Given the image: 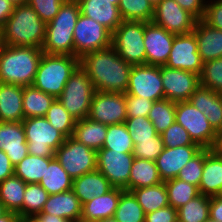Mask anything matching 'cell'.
<instances>
[{"label": "cell", "instance_id": "obj_1", "mask_svg": "<svg viewBox=\"0 0 222 222\" xmlns=\"http://www.w3.org/2000/svg\"><path fill=\"white\" fill-rule=\"evenodd\" d=\"M80 67L99 92L125 93L133 65L123 60L110 46L84 55Z\"/></svg>", "mask_w": 222, "mask_h": 222}, {"label": "cell", "instance_id": "obj_2", "mask_svg": "<svg viewBox=\"0 0 222 222\" xmlns=\"http://www.w3.org/2000/svg\"><path fill=\"white\" fill-rule=\"evenodd\" d=\"M46 23L28 4L15 5L12 14L1 28V44L42 48Z\"/></svg>", "mask_w": 222, "mask_h": 222}, {"label": "cell", "instance_id": "obj_3", "mask_svg": "<svg viewBox=\"0 0 222 222\" xmlns=\"http://www.w3.org/2000/svg\"><path fill=\"white\" fill-rule=\"evenodd\" d=\"M43 53L42 48L1 45L0 83L32 86Z\"/></svg>", "mask_w": 222, "mask_h": 222}, {"label": "cell", "instance_id": "obj_4", "mask_svg": "<svg viewBox=\"0 0 222 222\" xmlns=\"http://www.w3.org/2000/svg\"><path fill=\"white\" fill-rule=\"evenodd\" d=\"M80 15L76 0H66L56 16L46 24L42 51L49 55L74 56V28Z\"/></svg>", "mask_w": 222, "mask_h": 222}, {"label": "cell", "instance_id": "obj_5", "mask_svg": "<svg viewBox=\"0 0 222 222\" xmlns=\"http://www.w3.org/2000/svg\"><path fill=\"white\" fill-rule=\"evenodd\" d=\"M79 66L80 59L76 56L43 53L32 86L57 99Z\"/></svg>", "mask_w": 222, "mask_h": 222}, {"label": "cell", "instance_id": "obj_6", "mask_svg": "<svg viewBox=\"0 0 222 222\" xmlns=\"http://www.w3.org/2000/svg\"><path fill=\"white\" fill-rule=\"evenodd\" d=\"M28 152L39 157H55V151L65 142L66 136L53 127L45 117L22 120Z\"/></svg>", "mask_w": 222, "mask_h": 222}, {"label": "cell", "instance_id": "obj_7", "mask_svg": "<svg viewBox=\"0 0 222 222\" xmlns=\"http://www.w3.org/2000/svg\"><path fill=\"white\" fill-rule=\"evenodd\" d=\"M111 46L131 65H145L144 21L123 20L112 33Z\"/></svg>", "mask_w": 222, "mask_h": 222}, {"label": "cell", "instance_id": "obj_8", "mask_svg": "<svg viewBox=\"0 0 222 222\" xmlns=\"http://www.w3.org/2000/svg\"><path fill=\"white\" fill-rule=\"evenodd\" d=\"M96 90L86 72L79 66L57 100L76 119L88 118L91 100Z\"/></svg>", "mask_w": 222, "mask_h": 222}, {"label": "cell", "instance_id": "obj_9", "mask_svg": "<svg viewBox=\"0 0 222 222\" xmlns=\"http://www.w3.org/2000/svg\"><path fill=\"white\" fill-rule=\"evenodd\" d=\"M55 158L72 179L97 169V152L72 136L55 151Z\"/></svg>", "mask_w": 222, "mask_h": 222}, {"label": "cell", "instance_id": "obj_10", "mask_svg": "<svg viewBox=\"0 0 222 222\" xmlns=\"http://www.w3.org/2000/svg\"><path fill=\"white\" fill-rule=\"evenodd\" d=\"M74 56L84 55L111 46L112 33L102 24L80 13L73 33Z\"/></svg>", "mask_w": 222, "mask_h": 222}, {"label": "cell", "instance_id": "obj_11", "mask_svg": "<svg viewBox=\"0 0 222 222\" xmlns=\"http://www.w3.org/2000/svg\"><path fill=\"white\" fill-rule=\"evenodd\" d=\"M175 121L188 131L194 143L202 148L212 147L216 131L210 125L208 118L189 101L176 103Z\"/></svg>", "mask_w": 222, "mask_h": 222}, {"label": "cell", "instance_id": "obj_12", "mask_svg": "<svg viewBox=\"0 0 222 222\" xmlns=\"http://www.w3.org/2000/svg\"><path fill=\"white\" fill-rule=\"evenodd\" d=\"M125 94L154 102L165 99L160 66L133 65Z\"/></svg>", "mask_w": 222, "mask_h": 222}, {"label": "cell", "instance_id": "obj_13", "mask_svg": "<svg viewBox=\"0 0 222 222\" xmlns=\"http://www.w3.org/2000/svg\"><path fill=\"white\" fill-rule=\"evenodd\" d=\"M134 158L132 153L100 149L97 151V169L113 187L129 191V178Z\"/></svg>", "mask_w": 222, "mask_h": 222}, {"label": "cell", "instance_id": "obj_14", "mask_svg": "<svg viewBox=\"0 0 222 222\" xmlns=\"http://www.w3.org/2000/svg\"><path fill=\"white\" fill-rule=\"evenodd\" d=\"M88 118L107 126L125 123V93L96 91L91 100Z\"/></svg>", "mask_w": 222, "mask_h": 222}, {"label": "cell", "instance_id": "obj_15", "mask_svg": "<svg viewBox=\"0 0 222 222\" xmlns=\"http://www.w3.org/2000/svg\"><path fill=\"white\" fill-rule=\"evenodd\" d=\"M198 19L175 0H161L154 7L152 22L175 35L193 32Z\"/></svg>", "mask_w": 222, "mask_h": 222}, {"label": "cell", "instance_id": "obj_16", "mask_svg": "<svg viewBox=\"0 0 222 222\" xmlns=\"http://www.w3.org/2000/svg\"><path fill=\"white\" fill-rule=\"evenodd\" d=\"M165 66L172 69L190 71L200 75L203 62L198 53L196 37L193 32L175 35L170 55Z\"/></svg>", "mask_w": 222, "mask_h": 222}, {"label": "cell", "instance_id": "obj_17", "mask_svg": "<svg viewBox=\"0 0 222 222\" xmlns=\"http://www.w3.org/2000/svg\"><path fill=\"white\" fill-rule=\"evenodd\" d=\"M160 72L164 97L175 103L188 101L200 85L199 75L190 71L160 66Z\"/></svg>", "mask_w": 222, "mask_h": 222}, {"label": "cell", "instance_id": "obj_18", "mask_svg": "<svg viewBox=\"0 0 222 222\" xmlns=\"http://www.w3.org/2000/svg\"><path fill=\"white\" fill-rule=\"evenodd\" d=\"M175 34L168 32L154 22L144 21V45L146 64L165 66L172 47Z\"/></svg>", "mask_w": 222, "mask_h": 222}, {"label": "cell", "instance_id": "obj_19", "mask_svg": "<svg viewBox=\"0 0 222 222\" xmlns=\"http://www.w3.org/2000/svg\"><path fill=\"white\" fill-rule=\"evenodd\" d=\"M202 149L200 145H186L175 148L165 147L155 160L161 180L165 182L175 179L181 168Z\"/></svg>", "mask_w": 222, "mask_h": 222}, {"label": "cell", "instance_id": "obj_20", "mask_svg": "<svg viewBox=\"0 0 222 222\" xmlns=\"http://www.w3.org/2000/svg\"><path fill=\"white\" fill-rule=\"evenodd\" d=\"M0 150L6 153L14 166L29 154L22 121H0Z\"/></svg>", "mask_w": 222, "mask_h": 222}, {"label": "cell", "instance_id": "obj_21", "mask_svg": "<svg viewBox=\"0 0 222 222\" xmlns=\"http://www.w3.org/2000/svg\"><path fill=\"white\" fill-rule=\"evenodd\" d=\"M80 13L105 26L111 33L123 22L119 8L112 0H76Z\"/></svg>", "mask_w": 222, "mask_h": 222}, {"label": "cell", "instance_id": "obj_22", "mask_svg": "<svg viewBox=\"0 0 222 222\" xmlns=\"http://www.w3.org/2000/svg\"><path fill=\"white\" fill-rule=\"evenodd\" d=\"M188 101L208 118L215 131L222 129V94L199 85Z\"/></svg>", "mask_w": 222, "mask_h": 222}, {"label": "cell", "instance_id": "obj_23", "mask_svg": "<svg viewBox=\"0 0 222 222\" xmlns=\"http://www.w3.org/2000/svg\"><path fill=\"white\" fill-rule=\"evenodd\" d=\"M123 191L124 189L113 187L107 193L82 204L80 222H94L113 218L118 207L120 194Z\"/></svg>", "mask_w": 222, "mask_h": 222}, {"label": "cell", "instance_id": "obj_24", "mask_svg": "<svg viewBox=\"0 0 222 222\" xmlns=\"http://www.w3.org/2000/svg\"><path fill=\"white\" fill-rule=\"evenodd\" d=\"M193 33L203 63L222 58V30L210 27L201 19L196 22Z\"/></svg>", "mask_w": 222, "mask_h": 222}, {"label": "cell", "instance_id": "obj_25", "mask_svg": "<svg viewBox=\"0 0 222 222\" xmlns=\"http://www.w3.org/2000/svg\"><path fill=\"white\" fill-rule=\"evenodd\" d=\"M41 213L66 218L70 222H80L82 204L71 189L66 192L49 195Z\"/></svg>", "mask_w": 222, "mask_h": 222}, {"label": "cell", "instance_id": "obj_26", "mask_svg": "<svg viewBox=\"0 0 222 222\" xmlns=\"http://www.w3.org/2000/svg\"><path fill=\"white\" fill-rule=\"evenodd\" d=\"M112 188L108 179L98 169L73 179L72 184V190L81 204L107 193Z\"/></svg>", "mask_w": 222, "mask_h": 222}, {"label": "cell", "instance_id": "obj_27", "mask_svg": "<svg viewBox=\"0 0 222 222\" xmlns=\"http://www.w3.org/2000/svg\"><path fill=\"white\" fill-rule=\"evenodd\" d=\"M23 87L0 83V121L21 122L23 112Z\"/></svg>", "mask_w": 222, "mask_h": 222}, {"label": "cell", "instance_id": "obj_28", "mask_svg": "<svg viewBox=\"0 0 222 222\" xmlns=\"http://www.w3.org/2000/svg\"><path fill=\"white\" fill-rule=\"evenodd\" d=\"M200 194L217 196L222 188V156L204 148V167L199 184Z\"/></svg>", "mask_w": 222, "mask_h": 222}, {"label": "cell", "instance_id": "obj_29", "mask_svg": "<svg viewBox=\"0 0 222 222\" xmlns=\"http://www.w3.org/2000/svg\"><path fill=\"white\" fill-rule=\"evenodd\" d=\"M26 183L13 175L0 182V202L6 211L16 213L23 220V199Z\"/></svg>", "mask_w": 222, "mask_h": 222}, {"label": "cell", "instance_id": "obj_30", "mask_svg": "<svg viewBox=\"0 0 222 222\" xmlns=\"http://www.w3.org/2000/svg\"><path fill=\"white\" fill-rule=\"evenodd\" d=\"M107 134V125L89 118L76 120L72 137L96 152L102 149Z\"/></svg>", "mask_w": 222, "mask_h": 222}, {"label": "cell", "instance_id": "obj_31", "mask_svg": "<svg viewBox=\"0 0 222 222\" xmlns=\"http://www.w3.org/2000/svg\"><path fill=\"white\" fill-rule=\"evenodd\" d=\"M163 182L159 176L155 161L134 158L129 178V191L154 186Z\"/></svg>", "mask_w": 222, "mask_h": 222}, {"label": "cell", "instance_id": "obj_32", "mask_svg": "<svg viewBox=\"0 0 222 222\" xmlns=\"http://www.w3.org/2000/svg\"><path fill=\"white\" fill-rule=\"evenodd\" d=\"M56 98L33 86L23 87L24 119L31 117H45L48 109Z\"/></svg>", "mask_w": 222, "mask_h": 222}, {"label": "cell", "instance_id": "obj_33", "mask_svg": "<svg viewBox=\"0 0 222 222\" xmlns=\"http://www.w3.org/2000/svg\"><path fill=\"white\" fill-rule=\"evenodd\" d=\"M39 184L49 195L66 192L72 189L73 179L64 170L56 158H54L44 172Z\"/></svg>", "mask_w": 222, "mask_h": 222}, {"label": "cell", "instance_id": "obj_34", "mask_svg": "<svg viewBox=\"0 0 222 222\" xmlns=\"http://www.w3.org/2000/svg\"><path fill=\"white\" fill-rule=\"evenodd\" d=\"M137 198L145 214L169 206L165 182L131 191Z\"/></svg>", "mask_w": 222, "mask_h": 222}, {"label": "cell", "instance_id": "obj_35", "mask_svg": "<svg viewBox=\"0 0 222 222\" xmlns=\"http://www.w3.org/2000/svg\"><path fill=\"white\" fill-rule=\"evenodd\" d=\"M55 157H39L28 154L14 166V175L26 184L39 183L44 176L46 166Z\"/></svg>", "mask_w": 222, "mask_h": 222}, {"label": "cell", "instance_id": "obj_36", "mask_svg": "<svg viewBox=\"0 0 222 222\" xmlns=\"http://www.w3.org/2000/svg\"><path fill=\"white\" fill-rule=\"evenodd\" d=\"M210 196L200 194L177 209L178 222H205L209 218Z\"/></svg>", "mask_w": 222, "mask_h": 222}, {"label": "cell", "instance_id": "obj_37", "mask_svg": "<svg viewBox=\"0 0 222 222\" xmlns=\"http://www.w3.org/2000/svg\"><path fill=\"white\" fill-rule=\"evenodd\" d=\"M169 205L179 209L190 200L200 195L199 188L178 178L165 181Z\"/></svg>", "mask_w": 222, "mask_h": 222}, {"label": "cell", "instance_id": "obj_38", "mask_svg": "<svg viewBox=\"0 0 222 222\" xmlns=\"http://www.w3.org/2000/svg\"><path fill=\"white\" fill-rule=\"evenodd\" d=\"M114 218L118 222H145L143 208L132 192L124 190L120 194Z\"/></svg>", "mask_w": 222, "mask_h": 222}, {"label": "cell", "instance_id": "obj_39", "mask_svg": "<svg viewBox=\"0 0 222 222\" xmlns=\"http://www.w3.org/2000/svg\"><path fill=\"white\" fill-rule=\"evenodd\" d=\"M176 103L168 99L155 101L148 118L152 122L157 134H162L175 122Z\"/></svg>", "mask_w": 222, "mask_h": 222}, {"label": "cell", "instance_id": "obj_40", "mask_svg": "<svg viewBox=\"0 0 222 222\" xmlns=\"http://www.w3.org/2000/svg\"><path fill=\"white\" fill-rule=\"evenodd\" d=\"M134 143L125 123L107 126V134L102 149L122 153H133Z\"/></svg>", "mask_w": 222, "mask_h": 222}, {"label": "cell", "instance_id": "obj_41", "mask_svg": "<svg viewBox=\"0 0 222 222\" xmlns=\"http://www.w3.org/2000/svg\"><path fill=\"white\" fill-rule=\"evenodd\" d=\"M48 197L49 193L39 183L27 184L23 199V220L32 219L41 213Z\"/></svg>", "mask_w": 222, "mask_h": 222}, {"label": "cell", "instance_id": "obj_42", "mask_svg": "<svg viewBox=\"0 0 222 222\" xmlns=\"http://www.w3.org/2000/svg\"><path fill=\"white\" fill-rule=\"evenodd\" d=\"M118 8L123 20L150 22L154 15L149 0H120Z\"/></svg>", "mask_w": 222, "mask_h": 222}, {"label": "cell", "instance_id": "obj_43", "mask_svg": "<svg viewBox=\"0 0 222 222\" xmlns=\"http://www.w3.org/2000/svg\"><path fill=\"white\" fill-rule=\"evenodd\" d=\"M45 118L66 137L73 135L76 119L55 99L48 109Z\"/></svg>", "mask_w": 222, "mask_h": 222}, {"label": "cell", "instance_id": "obj_44", "mask_svg": "<svg viewBox=\"0 0 222 222\" xmlns=\"http://www.w3.org/2000/svg\"><path fill=\"white\" fill-rule=\"evenodd\" d=\"M199 82L201 86L222 94V58L203 63Z\"/></svg>", "mask_w": 222, "mask_h": 222}, {"label": "cell", "instance_id": "obj_45", "mask_svg": "<svg viewBox=\"0 0 222 222\" xmlns=\"http://www.w3.org/2000/svg\"><path fill=\"white\" fill-rule=\"evenodd\" d=\"M164 148L162 136L158 134L154 139H136L132 154L135 158L155 161Z\"/></svg>", "mask_w": 222, "mask_h": 222}, {"label": "cell", "instance_id": "obj_46", "mask_svg": "<svg viewBox=\"0 0 222 222\" xmlns=\"http://www.w3.org/2000/svg\"><path fill=\"white\" fill-rule=\"evenodd\" d=\"M125 124L131 134L134 145L136 144V139H154L158 135L148 117L127 118Z\"/></svg>", "mask_w": 222, "mask_h": 222}, {"label": "cell", "instance_id": "obj_47", "mask_svg": "<svg viewBox=\"0 0 222 222\" xmlns=\"http://www.w3.org/2000/svg\"><path fill=\"white\" fill-rule=\"evenodd\" d=\"M204 167V148L181 168L176 178L199 187Z\"/></svg>", "mask_w": 222, "mask_h": 222}, {"label": "cell", "instance_id": "obj_48", "mask_svg": "<svg viewBox=\"0 0 222 222\" xmlns=\"http://www.w3.org/2000/svg\"><path fill=\"white\" fill-rule=\"evenodd\" d=\"M165 147H179L186 145H199L190 138L188 131L176 121L170 125L162 134Z\"/></svg>", "mask_w": 222, "mask_h": 222}, {"label": "cell", "instance_id": "obj_49", "mask_svg": "<svg viewBox=\"0 0 222 222\" xmlns=\"http://www.w3.org/2000/svg\"><path fill=\"white\" fill-rule=\"evenodd\" d=\"M66 0H28V4L36 11L38 16L46 24L59 12Z\"/></svg>", "mask_w": 222, "mask_h": 222}, {"label": "cell", "instance_id": "obj_50", "mask_svg": "<svg viewBox=\"0 0 222 222\" xmlns=\"http://www.w3.org/2000/svg\"><path fill=\"white\" fill-rule=\"evenodd\" d=\"M127 118L148 117L154 101L125 94Z\"/></svg>", "mask_w": 222, "mask_h": 222}, {"label": "cell", "instance_id": "obj_51", "mask_svg": "<svg viewBox=\"0 0 222 222\" xmlns=\"http://www.w3.org/2000/svg\"><path fill=\"white\" fill-rule=\"evenodd\" d=\"M202 20L210 27L222 30V0H207Z\"/></svg>", "mask_w": 222, "mask_h": 222}, {"label": "cell", "instance_id": "obj_52", "mask_svg": "<svg viewBox=\"0 0 222 222\" xmlns=\"http://www.w3.org/2000/svg\"><path fill=\"white\" fill-rule=\"evenodd\" d=\"M145 222H178L177 209L169 205L145 214Z\"/></svg>", "mask_w": 222, "mask_h": 222}, {"label": "cell", "instance_id": "obj_53", "mask_svg": "<svg viewBox=\"0 0 222 222\" xmlns=\"http://www.w3.org/2000/svg\"><path fill=\"white\" fill-rule=\"evenodd\" d=\"M183 9L189 11L198 20L203 19L207 0H175Z\"/></svg>", "mask_w": 222, "mask_h": 222}, {"label": "cell", "instance_id": "obj_54", "mask_svg": "<svg viewBox=\"0 0 222 222\" xmlns=\"http://www.w3.org/2000/svg\"><path fill=\"white\" fill-rule=\"evenodd\" d=\"M14 175V165L3 150H0V182Z\"/></svg>", "mask_w": 222, "mask_h": 222}, {"label": "cell", "instance_id": "obj_55", "mask_svg": "<svg viewBox=\"0 0 222 222\" xmlns=\"http://www.w3.org/2000/svg\"><path fill=\"white\" fill-rule=\"evenodd\" d=\"M209 217L222 222V199L218 196H210Z\"/></svg>", "mask_w": 222, "mask_h": 222}, {"label": "cell", "instance_id": "obj_56", "mask_svg": "<svg viewBox=\"0 0 222 222\" xmlns=\"http://www.w3.org/2000/svg\"><path fill=\"white\" fill-rule=\"evenodd\" d=\"M14 4L9 0H0V29L5 25L6 20L12 14Z\"/></svg>", "mask_w": 222, "mask_h": 222}, {"label": "cell", "instance_id": "obj_57", "mask_svg": "<svg viewBox=\"0 0 222 222\" xmlns=\"http://www.w3.org/2000/svg\"><path fill=\"white\" fill-rule=\"evenodd\" d=\"M36 222H70L66 218H61L56 215L47 213H39L33 218Z\"/></svg>", "mask_w": 222, "mask_h": 222}, {"label": "cell", "instance_id": "obj_58", "mask_svg": "<svg viewBox=\"0 0 222 222\" xmlns=\"http://www.w3.org/2000/svg\"><path fill=\"white\" fill-rule=\"evenodd\" d=\"M210 150L219 156H222V129L216 131L215 141Z\"/></svg>", "mask_w": 222, "mask_h": 222}, {"label": "cell", "instance_id": "obj_59", "mask_svg": "<svg viewBox=\"0 0 222 222\" xmlns=\"http://www.w3.org/2000/svg\"><path fill=\"white\" fill-rule=\"evenodd\" d=\"M20 219L16 213L6 212L0 217V222H19Z\"/></svg>", "mask_w": 222, "mask_h": 222}, {"label": "cell", "instance_id": "obj_60", "mask_svg": "<svg viewBox=\"0 0 222 222\" xmlns=\"http://www.w3.org/2000/svg\"><path fill=\"white\" fill-rule=\"evenodd\" d=\"M9 1H11L14 5L25 4L28 2V0H9Z\"/></svg>", "mask_w": 222, "mask_h": 222}, {"label": "cell", "instance_id": "obj_61", "mask_svg": "<svg viewBox=\"0 0 222 222\" xmlns=\"http://www.w3.org/2000/svg\"><path fill=\"white\" fill-rule=\"evenodd\" d=\"M94 222H118V221L113 217V218H107V219H103V220H97Z\"/></svg>", "mask_w": 222, "mask_h": 222}, {"label": "cell", "instance_id": "obj_62", "mask_svg": "<svg viewBox=\"0 0 222 222\" xmlns=\"http://www.w3.org/2000/svg\"><path fill=\"white\" fill-rule=\"evenodd\" d=\"M7 211L5 209V207L3 206V204L0 202V217L5 214Z\"/></svg>", "mask_w": 222, "mask_h": 222}, {"label": "cell", "instance_id": "obj_63", "mask_svg": "<svg viewBox=\"0 0 222 222\" xmlns=\"http://www.w3.org/2000/svg\"><path fill=\"white\" fill-rule=\"evenodd\" d=\"M161 0H149V2L155 7Z\"/></svg>", "mask_w": 222, "mask_h": 222}, {"label": "cell", "instance_id": "obj_64", "mask_svg": "<svg viewBox=\"0 0 222 222\" xmlns=\"http://www.w3.org/2000/svg\"><path fill=\"white\" fill-rule=\"evenodd\" d=\"M205 222H218L217 220L211 219L210 217Z\"/></svg>", "mask_w": 222, "mask_h": 222}, {"label": "cell", "instance_id": "obj_65", "mask_svg": "<svg viewBox=\"0 0 222 222\" xmlns=\"http://www.w3.org/2000/svg\"><path fill=\"white\" fill-rule=\"evenodd\" d=\"M119 2H120V0H112V3L117 5V6L119 5Z\"/></svg>", "mask_w": 222, "mask_h": 222}, {"label": "cell", "instance_id": "obj_66", "mask_svg": "<svg viewBox=\"0 0 222 222\" xmlns=\"http://www.w3.org/2000/svg\"><path fill=\"white\" fill-rule=\"evenodd\" d=\"M217 196L222 199V188H221L220 192L217 194Z\"/></svg>", "mask_w": 222, "mask_h": 222}, {"label": "cell", "instance_id": "obj_67", "mask_svg": "<svg viewBox=\"0 0 222 222\" xmlns=\"http://www.w3.org/2000/svg\"><path fill=\"white\" fill-rule=\"evenodd\" d=\"M26 222H36V221L32 218V219H27Z\"/></svg>", "mask_w": 222, "mask_h": 222}, {"label": "cell", "instance_id": "obj_68", "mask_svg": "<svg viewBox=\"0 0 222 222\" xmlns=\"http://www.w3.org/2000/svg\"><path fill=\"white\" fill-rule=\"evenodd\" d=\"M1 45H2V44H1V29H0V47H1Z\"/></svg>", "mask_w": 222, "mask_h": 222}]
</instances>
